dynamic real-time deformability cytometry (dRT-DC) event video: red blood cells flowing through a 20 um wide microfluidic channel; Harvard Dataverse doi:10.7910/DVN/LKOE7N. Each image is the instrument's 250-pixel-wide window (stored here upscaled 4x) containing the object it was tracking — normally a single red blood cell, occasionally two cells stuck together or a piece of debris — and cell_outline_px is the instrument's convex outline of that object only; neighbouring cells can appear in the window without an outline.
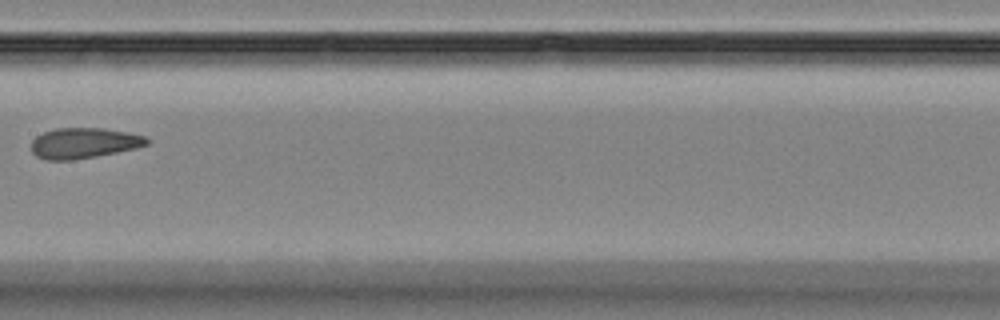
{"species": "Egyptian fruit bat (a non-hibernating species)", "species_latin": "Rousettus aegyptiacus", "temperature_condition": "room temperature", "stored_images_in_passage": 14, "camera_frame_rate_fps": 3000, "um_per_image_px": 0.085, "animal": {"sex": "female"}, "frame": {"image": 1, "passage_image": 8, "time_ms": 9.0, "image_size_px": [1000, 320], "cell_outline_px": [[152, 140], [148, 144], [136, 148], [96, 156], [72, 160], [44, 160], [36, 156], [32, 152], [32, 140], [36, 136], [44, 132], [56, 128], [104, 128], [128, 132], [148, 136]], "centroid_in_image_um": [7.16, 12.15], "position_along_channel_um": 200.2, "area_um2": 20.75}}
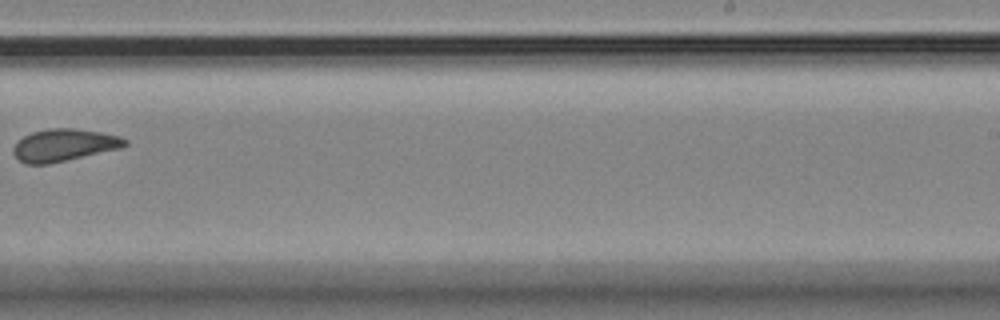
{"frame": {"image": 2, "passage_image": 10, "time_ms": 11.333, "image_size_px": [1000, 320], "cell_outline_px": [[128, 144], [120, 148], [48, 164], [24, 164], [12, 152], [12, 148], [24, 136], [32, 132], [48, 128], [72, 128], [100, 132], [120, 136], [128, 140]], "centroid_in_image_um": [5.44, 12.33], "position_along_channel_um": 283.6, "area_um2": 20.81}}
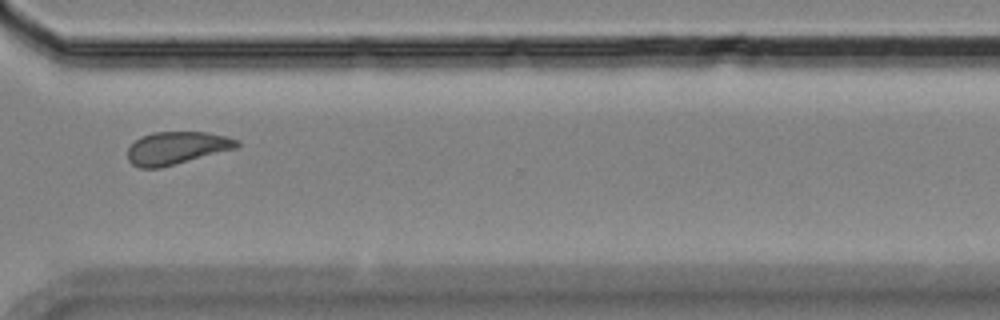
{"frame": {"image": 3, "passage_image": 12, "time_ms": 13.333, "image_size_px": [1000, 320], "cell_outline_px": [[240, 144], [236, 148], [160, 168], [140, 168], [132, 164], [128, 160], [128, 148], [140, 136], [152, 132], [204, 132], [228, 136], [240, 140]], "centroid_in_image_um": [15.01, 12.57], "position_along_channel_um": 355.6, "area_um2": 20.81}, "authors_computed_cell_mechanics": {"area_um2": 21.386, "velocity_mm_per_s": 3.5964, "shape_relaxation_time_tau1_ms": null, "shape_relaxation_time_tau2_ms": 1.0638, "deformation_change_tau1": null, "deformation_change_tau2": 0.0497}}